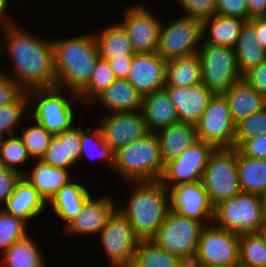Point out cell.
I'll return each instance as SVG.
<instances>
[{"label": "cell", "mask_w": 266, "mask_h": 267, "mask_svg": "<svg viewBox=\"0 0 266 267\" xmlns=\"http://www.w3.org/2000/svg\"><path fill=\"white\" fill-rule=\"evenodd\" d=\"M95 124H93L95 128H86L80 123L81 148L79 165L88 157V160L91 161L100 160L101 162L102 160L101 164L105 163L108 166L107 169L111 170L114 164V151L105 144L101 129L97 123Z\"/></svg>", "instance_id": "e575fe53"}, {"label": "cell", "mask_w": 266, "mask_h": 267, "mask_svg": "<svg viewBox=\"0 0 266 267\" xmlns=\"http://www.w3.org/2000/svg\"><path fill=\"white\" fill-rule=\"evenodd\" d=\"M237 174L241 192L266 195V160L243 155L237 149Z\"/></svg>", "instance_id": "836d02e7"}, {"label": "cell", "mask_w": 266, "mask_h": 267, "mask_svg": "<svg viewBox=\"0 0 266 267\" xmlns=\"http://www.w3.org/2000/svg\"><path fill=\"white\" fill-rule=\"evenodd\" d=\"M166 61L157 53L134 54L126 80L145 96L165 87Z\"/></svg>", "instance_id": "d6986e66"}, {"label": "cell", "mask_w": 266, "mask_h": 267, "mask_svg": "<svg viewBox=\"0 0 266 267\" xmlns=\"http://www.w3.org/2000/svg\"><path fill=\"white\" fill-rule=\"evenodd\" d=\"M141 112L148 132L157 133L178 122L175 106L165 89L143 96Z\"/></svg>", "instance_id": "d4e9b609"}, {"label": "cell", "mask_w": 266, "mask_h": 267, "mask_svg": "<svg viewBox=\"0 0 266 267\" xmlns=\"http://www.w3.org/2000/svg\"><path fill=\"white\" fill-rule=\"evenodd\" d=\"M216 14L237 17L248 21L246 0H215Z\"/></svg>", "instance_id": "bcb514c9"}, {"label": "cell", "mask_w": 266, "mask_h": 267, "mask_svg": "<svg viewBox=\"0 0 266 267\" xmlns=\"http://www.w3.org/2000/svg\"><path fill=\"white\" fill-rule=\"evenodd\" d=\"M201 182L213 207L240 193L237 148H216L209 157Z\"/></svg>", "instance_id": "52a82bcc"}, {"label": "cell", "mask_w": 266, "mask_h": 267, "mask_svg": "<svg viewBox=\"0 0 266 267\" xmlns=\"http://www.w3.org/2000/svg\"><path fill=\"white\" fill-rule=\"evenodd\" d=\"M213 224L236 234L259 233L263 227V196L240 192L214 207Z\"/></svg>", "instance_id": "8992f818"}, {"label": "cell", "mask_w": 266, "mask_h": 267, "mask_svg": "<svg viewBox=\"0 0 266 267\" xmlns=\"http://www.w3.org/2000/svg\"><path fill=\"white\" fill-rule=\"evenodd\" d=\"M2 208L8 213L22 218L28 224L29 221H37V217L43 215L46 208L48 209L47 202L25 177L19 180L15 191Z\"/></svg>", "instance_id": "cb8c5ba5"}, {"label": "cell", "mask_w": 266, "mask_h": 267, "mask_svg": "<svg viewBox=\"0 0 266 267\" xmlns=\"http://www.w3.org/2000/svg\"><path fill=\"white\" fill-rule=\"evenodd\" d=\"M259 234L263 237V240L266 244V227H262L259 231Z\"/></svg>", "instance_id": "6f0895ef"}, {"label": "cell", "mask_w": 266, "mask_h": 267, "mask_svg": "<svg viewBox=\"0 0 266 267\" xmlns=\"http://www.w3.org/2000/svg\"><path fill=\"white\" fill-rule=\"evenodd\" d=\"M223 95L228 101L235 125L266 105V98L244 78L233 84Z\"/></svg>", "instance_id": "484cf974"}, {"label": "cell", "mask_w": 266, "mask_h": 267, "mask_svg": "<svg viewBox=\"0 0 266 267\" xmlns=\"http://www.w3.org/2000/svg\"><path fill=\"white\" fill-rule=\"evenodd\" d=\"M92 194L85 202L78 215L63 229L72 237L99 235L104 228L108 217L117 208V203L111 196Z\"/></svg>", "instance_id": "ac0fdd59"}, {"label": "cell", "mask_w": 266, "mask_h": 267, "mask_svg": "<svg viewBox=\"0 0 266 267\" xmlns=\"http://www.w3.org/2000/svg\"><path fill=\"white\" fill-rule=\"evenodd\" d=\"M28 227L25 220L0 208V255L30 233Z\"/></svg>", "instance_id": "60d3db41"}, {"label": "cell", "mask_w": 266, "mask_h": 267, "mask_svg": "<svg viewBox=\"0 0 266 267\" xmlns=\"http://www.w3.org/2000/svg\"><path fill=\"white\" fill-rule=\"evenodd\" d=\"M126 185L132 189L128 193L129 198L117 208L129 221L139 240H151L170 211L169 190L160 180L127 182Z\"/></svg>", "instance_id": "3957f363"}, {"label": "cell", "mask_w": 266, "mask_h": 267, "mask_svg": "<svg viewBox=\"0 0 266 267\" xmlns=\"http://www.w3.org/2000/svg\"><path fill=\"white\" fill-rule=\"evenodd\" d=\"M89 188L73 178L63 185L47 202L48 210L54 212L65 228L82 210L86 200L93 194Z\"/></svg>", "instance_id": "7402d4cb"}, {"label": "cell", "mask_w": 266, "mask_h": 267, "mask_svg": "<svg viewBox=\"0 0 266 267\" xmlns=\"http://www.w3.org/2000/svg\"><path fill=\"white\" fill-rule=\"evenodd\" d=\"M204 227L201 222L170 210L151 240L163 250L181 258L186 264H192Z\"/></svg>", "instance_id": "ba28073f"}, {"label": "cell", "mask_w": 266, "mask_h": 267, "mask_svg": "<svg viewBox=\"0 0 266 267\" xmlns=\"http://www.w3.org/2000/svg\"><path fill=\"white\" fill-rule=\"evenodd\" d=\"M248 21L266 17V0H246Z\"/></svg>", "instance_id": "816d5d0a"}, {"label": "cell", "mask_w": 266, "mask_h": 267, "mask_svg": "<svg viewBox=\"0 0 266 267\" xmlns=\"http://www.w3.org/2000/svg\"><path fill=\"white\" fill-rule=\"evenodd\" d=\"M116 21L93 31L100 58L105 60L134 55L126 30Z\"/></svg>", "instance_id": "1f68e13d"}, {"label": "cell", "mask_w": 266, "mask_h": 267, "mask_svg": "<svg viewBox=\"0 0 266 267\" xmlns=\"http://www.w3.org/2000/svg\"><path fill=\"white\" fill-rule=\"evenodd\" d=\"M97 237H100L99 244L105 251L109 267H129L133 264L139 239L118 208L108 217Z\"/></svg>", "instance_id": "7c38bea8"}, {"label": "cell", "mask_w": 266, "mask_h": 267, "mask_svg": "<svg viewBox=\"0 0 266 267\" xmlns=\"http://www.w3.org/2000/svg\"><path fill=\"white\" fill-rule=\"evenodd\" d=\"M229 267H241L240 265H233V266H229Z\"/></svg>", "instance_id": "91938a15"}, {"label": "cell", "mask_w": 266, "mask_h": 267, "mask_svg": "<svg viewBox=\"0 0 266 267\" xmlns=\"http://www.w3.org/2000/svg\"><path fill=\"white\" fill-rule=\"evenodd\" d=\"M31 160L34 161L29 155L19 133L0 139L1 165L24 175L26 171L22 170V168L27 166L26 164L30 163Z\"/></svg>", "instance_id": "8d00e7d4"}, {"label": "cell", "mask_w": 266, "mask_h": 267, "mask_svg": "<svg viewBox=\"0 0 266 267\" xmlns=\"http://www.w3.org/2000/svg\"><path fill=\"white\" fill-rule=\"evenodd\" d=\"M243 78L266 98V60L248 71Z\"/></svg>", "instance_id": "c3c4849f"}, {"label": "cell", "mask_w": 266, "mask_h": 267, "mask_svg": "<svg viewBox=\"0 0 266 267\" xmlns=\"http://www.w3.org/2000/svg\"><path fill=\"white\" fill-rule=\"evenodd\" d=\"M10 0H0V25L4 26L12 21H14L15 17L9 16L7 10L10 7ZM9 3V4H8ZM14 18V19H12Z\"/></svg>", "instance_id": "db71d44e"}, {"label": "cell", "mask_w": 266, "mask_h": 267, "mask_svg": "<svg viewBox=\"0 0 266 267\" xmlns=\"http://www.w3.org/2000/svg\"><path fill=\"white\" fill-rule=\"evenodd\" d=\"M170 210L176 214L201 222L213 224L214 207L209 203L203 183L179 184L169 189Z\"/></svg>", "instance_id": "e0dca14e"}, {"label": "cell", "mask_w": 266, "mask_h": 267, "mask_svg": "<svg viewBox=\"0 0 266 267\" xmlns=\"http://www.w3.org/2000/svg\"><path fill=\"white\" fill-rule=\"evenodd\" d=\"M3 56H4V54H3V43H2V38H1V34H0V74H4V68L3 67H1V63H3L4 64V62H3Z\"/></svg>", "instance_id": "11a10c76"}, {"label": "cell", "mask_w": 266, "mask_h": 267, "mask_svg": "<svg viewBox=\"0 0 266 267\" xmlns=\"http://www.w3.org/2000/svg\"><path fill=\"white\" fill-rule=\"evenodd\" d=\"M250 22L255 26V33L260 45L266 50V17L254 19Z\"/></svg>", "instance_id": "f5cc1de1"}, {"label": "cell", "mask_w": 266, "mask_h": 267, "mask_svg": "<svg viewBox=\"0 0 266 267\" xmlns=\"http://www.w3.org/2000/svg\"><path fill=\"white\" fill-rule=\"evenodd\" d=\"M246 20L215 14L202 23V43L234 48Z\"/></svg>", "instance_id": "f1b7e54d"}, {"label": "cell", "mask_w": 266, "mask_h": 267, "mask_svg": "<svg viewBox=\"0 0 266 267\" xmlns=\"http://www.w3.org/2000/svg\"><path fill=\"white\" fill-rule=\"evenodd\" d=\"M78 123L54 135L40 161L72 172L80 157V122Z\"/></svg>", "instance_id": "44dd1931"}, {"label": "cell", "mask_w": 266, "mask_h": 267, "mask_svg": "<svg viewBox=\"0 0 266 267\" xmlns=\"http://www.w3.org/2000/svg\"><path fill=\"white\" fill-rule=\"evenodd\" d=\"M239 265L266 267V244L259 233L240 235Z\"/></svg>", "instance_id": "f35d334b"}, {"label": "cell", "mask_w": 266, "mask_h": 267, "mask_svg": "<svg viewBox=\"0 0 266 267\" xmlns=\"http://www.w3.org/2000/svg\"><path fill=\"white\" fill-rule=\"evenodd\" d=\"M133 265L135 267H185L187 264L181 258L157 246L152 240H139Z\"/></svg>", "instance_id": "d590c367"}, {"label": "cell", "mask_w": 266, "mask_h": 267, "mask_svg": "<svg viewBox=\"0 0 266 267\" xmlns=\"http://www.w3.org/2000/svg\"><path fill=\"white\" fill-rule=\"evenodd\" d=\"M176 2L183 15L202 23L216 14L215 0H176Z\"/></svg>", "instance_id": "ee69618b"}, {"label": "cell", "mask_w": 266, "mask_h": 267, "mask_svg": "<svg viewBox=\"0 0 266 267\" xmlns=\"http://www.w3.org/2000/svg\"><path fill=\"white\" fill-rule=\"evenodd\" d=\"M185 267H196V266H194L192 264H187Z\"/></svg>", "instance_id": "680465c9"}, {"label": "cell", "mask_w": 266, "mask_h": 267, "mask_svg": "<svg viewBox=\"0 0 266 267\" xmlns=\"http://www.w3.org/2000/svg\"><path fill=\"white\" fill-rule=\"evenodd\" d=\"M240 235L216 227L205 226L199 236L192 265L196 267H229L239 265Z\"/></svg>", "instance_id": "8fae6325"}, {"label": "cell", "mask_w": 266, "mask_h": 267, "mask_svg": "<svg viewBox=\"0 0 266 267\" xmlns=\"http://www.w3.org/2000/svg\"><path fill=\"white\" fill-rule=\"evenodd\" d=\"M266 133V105L235 125L233 148H239L246 140Z\"/></svg>", "instance_id": "7bdbcfd3"}, {"label": "cell", "mask_w": 266, "mask_h": 267, "mask_svg": "<svg viewBox=\"0 0 266 267\" xmlns=\"http://www.w3.org/2000/svg\"><path fill=\"white\" fill-rule=\"evenodd\" d=\"M238 150L245 156L266 160V133L246 140Z\"/></svg>", "instance_id": "7dc6e473"}, {"label": "cell", "mask_w": 266, "mask_h": 267, "mask_svg": "<svg viewBox=\"0 0 266 267\" xmlns=\"http://www.w3.org/2000/svg\"><path fill=\"white\" fill-rule=\"evenodd\" d=\"M29 99L26 91H22L12 102L0 107V139L18 134L19 125L28 115ZM24 117V118H23Z\"/></svg>", "instance_id": "74e56055"}, {"label": "cell", "mask_w": 266, "mask_h": 267, "mask_svg": "<svg viewBox=\"0 0 266 267\" xmlns=\"http://www.w3.org/2000/svg\"><path fill=\"white\" fill-rule=\"evenodd\" d=\"M29 118L33 122L30 126L27 125L24 129L22 126V128H20L22 131H18V133H21L19 136L26 146L31 158L33 160H40L54 136L43 128L37 121L33 120L31 116Z\"/></svg>", "instance_id": "b9f144b4"}, {"label": "cell", "mask_w": 266, "mask_h": 267, "mask_svg": "<svg viewBox=\"0 0 266 267\" xmlns=\"http://www.w3.org/2000/svg\"><path fill=\"white\" fill-rule=\"evenodd\" d=\"M263 227H266V196H263Z\"/></svg>", "instance_id": "9f6ffc18"}, {"label": "cell", "mask_w": 266, "mask_h": 267, "mask_svg": "<svg viewBox=\"0 0 266 267\" xmlns=\"http://www.w3.org/2000/svg\"><path fill=\"white\" fill-rule=\"evenodd\" d=\"M176 18L160 25L157 53L165 61L198 53L203 41L202 22L182 14Z\"/></svg>", "instance_id": "30bf717a"}, {"label": "cell", "mask_w": 266, "mask_h": 267, "mask_svg": "<svg viewBox=\"0 0 266 267\" xmlns=\"http://www.w3.org/2000/svg\"><path fill=\"white\" fill-rule=\"evenodd\" d=\"M34 163V164H33ZM33 167L27 171L25 177L39 194L48 202L59 189L73 179L69 170L56 168L40 160L32 162Z\"/></svg>", "instance_id": "83f0119b"}, {"label": "cell", "mask_w": 266, "mask_h": 267, "mask_svg": "<svg viewBox=\"0 0 266 267\" xmlns=\"http://www.w3.org/2000/svg\"><path fill=\"white\" fill-rule=\"evenodd\" d=\"M215 149L212 143L197 140L179 157L165 164L161 183L169 189L179 184L200 182L209 157Z\"/></svg>", "instance_id": "9a60e30c"}, {"label": "cell", "mask_w": 266, "mask_h": 267, "mask_svg": "<svg viewBox=\"0 0 266 267\" xmlns=\"http://www.w3.org/2000/svg\"><path fill=\"white\" fill-rule=\"evenodd\" d=\"M134 55H124V57L108 60L110 68L117 79H126L132 65Z\"/></svg>", "instance_id": "f907efd6"}, {"label": "cell", "mask_w": 266, "mask_h": 267, "mask_svg": "<svg viewBox=\"0 0 266 267\" xmlns=\"http://www.w3.org/2000/svg\"><path fill=\"white\" fill-rule=\"evenodd\" d=\"M95 113L97 114L93 116L96 115V117H92V119H95L94 121L100 127L105 144L114 152L148 133L141 110L136 112Z\"/></svg>", "instance_id": "2e32d148"}, {"label": "cell", "mask_w": 266, "mask_h": 267, "mask_svg": "<svg viewBox=\"0 0 266 267\" xmlns=\"http://www.w3.org/2000/svg\"><path fill=\"white\" fill-rule=\"evenodd\" d=\"M164 166L157 134L148 132L114 152L111 171L124 183L157 181L162 177Z\"/></svg>", "instance_id": "277c9868"}, {"label": "cell", "mask_w": 266, "mask_h": 267, "mask_svg": "<svg viewBox=\"0 0 266 267\" xmlns=\"http://www.w3.org/2000/svg\"><path fill=\"white\" fill-rule=\"evenodd\" d=\"M51 40L56 87L78 96L87 87L100 57L93 31Z\"/></svg>", "instance_id": "7a4b0ae2"}, {"label": "cell", "mask_w": 266, "mask_h": 267, "mask_svg": "<svg viewBox=\"0 0 266 267\" xmlns=\"http://www.w3.org/2000/svg\"><path fill=\"white\" fill-rule=\"evenodd\" d=\"M179 122L196 124L214 93L203 83L191 87L165 86Z\"/></svg>", "instance_id": "ffe728a7"}, {"label": "cell", "mask_w": 266, "mask_h": 267, "mask_svg": "<svg viewBox=\"0 0 266 267\" xmlns=\"http://www.w3.org/2000/svg\"><path fill=\"white\" fill-rule=\"evenodd\" d=\"M116 79L108 60L99 57L87 87L78 95L79 100L89 108L91 101Z\"/></svg>", "instance_id": "ab89813d"}, {"label": "cell", "mask_w": 266, "mask_h": 267, "mask_svg": "<svg viewBox=\"0 0 266 267\" xmlns=\"http://www.w3.org/2000/svg\"><path fill=\"white\" fill-rule=\"evenodd\" d=\"M46 256L28 233L0 255V267H46Z\"/></svg>", "instance_id": "4dcf8cb0"}, {"label": "cell", "mask_w": 266, "mask_h": 267, "mask_svg": "<svg viewBox=\"0 0 266 267\" xmlns=\"http://www.w3.org/2000/svg\"><path fill=\"white\" fill-rule=\"evenodd\" d=\"M22 90L7 75L0 74V107L12 102Z\"/></svg>", "instance_id": "681fc988"}, {"label": "cell", "mask_w": 266, "mask_h": 267, "mask_svg": "<svg viewBox=\"0 0 266 267\" xmlns=\"http://www.w3.org/2000/svg\"><path fill=\"white\" fill-rule=\"evenodd\" d=\"M22 177L23 175L19 172L8 169L0 164V208L6 204Z\"/></svg>", "instance_id": "f6af8a7d"}, {"label": "cell", "mask_w": 266, "mask_h": 267, "mask_svg": "<svg viewBox=\"0 0 266 267\" xmlns=\"http://www.w3.org/2000/svg\"><path fill=\"white\" fill-rule=\"evenodd\" d=\"M234 51L242 76L266 60V50L260 45L255 26L250 21L242 25Z\"/></svg>", "instance_id": "f546056e"}, {"label": "cell", "mask_w": 266, "mask_h": 267, "mask_svg": "<svg viewBox=\"0 0 266 267\" xmlns=\"http://www.w3.org/2000/svg\"><path fill=\"white\" fill-rule=\"evenodd\" d=\"M195 125L198 140L212 143L216 148H233L235 124L223 94L213 95Z\"/></svg>", "instance_id": "5bb4252c"}, {"label": "cell", "mask_w": 266, "mask_h": 267, "mask_svg": "<svg viewBox=\"0 0 266 267\" xmlns=\"http://www.w3.org/2000/svg\"><path fill=\"white\" fill-rule=\"evenodd\" d=\"M160 142L161 157L164 165L179 157L197 140L196 125L187 122L170 124L156 133Z\"/></svg>", "instance_id": "4316f807"}, {"label": "cell", "mask_w": 266, "mask_h": 267, "mask_svg": "<svg viewBox=\"0 0 266 267\" xmlns=\"http://www.w3.org/2000/svg\"><path fill=\"white\" fill-rule=\"evenodd\" d=\"M17 22L5 24L0 30L3 54L11 66L4 74L22 91L55 87L52 40L27 31Z\"/></svg>", "instance_id": "6da1fadb"}, {"label": "cell", "mask_w": 266, "mask_h": 267, "mask_svg": "<svg viewBox=\"0 0 266 267\" xmlns=\"http://www.w3.org/2000/svg\"><path fill=\"white\" fill-rule=\"evenodd\" d=\"M201 60L202 83L214 94H224L241 75L234 48L202 43L197 53Z\"/></svg>", "instance_id": "9c48e42d"}, {"label": "cell", "mask_w": 266, "mask_h": 267, "mask_svg": "<svg viewBox=\"0 0 266 267\" xmlns=\"http://www.w3.org/2000/svg\"><path fill=\"white\" fill-rule=\"evenodd\" d=\"M201 60L197 53L166 61L165 86L191 87L202 83Z\"/></svg>", "instance_id": "d6a6232c"}, {"label": "cell", "mask_w": 266, "mask_h": 267, "mask_svg": "<svg viewBox=\"0 0 266 267\" xmlns=\"http://www.w3.org/2000/svg\"><path fill=\"white\" fill-rule=\"evenodd\" d=\"M26 92L29 108L33 107L32 110L29 109L32 111L29 116L53 136L78 123L77 108L80 109L82 102L75 93L56 86L31 89Z\"/></svg>", "instance_id": "5b68a950"}, {"label": "cell", "mask_w": 266, "mask_h": 267, "mask_svg": "<svg viewBox=\"0 0 266 267\" xmlns=\"http://www.w3.org/2000/svg\"><path fill=\"white\" fill-rule=\"evenodd\" d=\"M125 8L123 20L118 22L126 30L134 54L157 52L162 18L142 2L128 4Z\"/></svg>", "instance_id": "4fadbf2b"}, {"label": "cell", "mask_w": 266, "mask_h": 267, "mask_svg": "<svg viewBox=\"0 0 266 267\" xmlns=\"http://www.w3.org/2000/svg\"><path fill=\"white\" fill-rule=\"evenodd\" d=\"M142 98L126 79H116L91 101V106L100 105L104 113L136 112L142 108Z\"/></svg>", "instance_id": "603a6c76"}]
</instances>
